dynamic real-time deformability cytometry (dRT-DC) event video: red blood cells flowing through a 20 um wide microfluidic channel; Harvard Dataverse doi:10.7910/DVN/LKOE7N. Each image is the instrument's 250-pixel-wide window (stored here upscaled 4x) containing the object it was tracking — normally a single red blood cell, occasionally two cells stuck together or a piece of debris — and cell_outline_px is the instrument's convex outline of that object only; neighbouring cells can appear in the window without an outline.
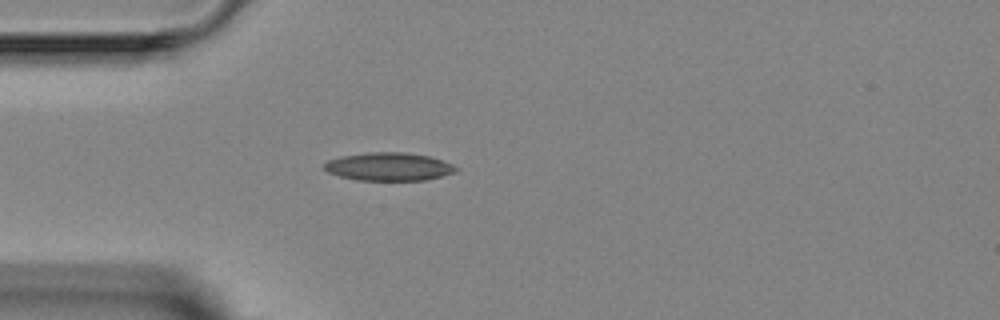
{"species": "Egyptian fruit bat (a non-hibernating species)", "species_latin": "Rousettus aegyptiacus", "temperature_condition": "room temperature", "stored_images_in_passage": 5, "camera_frame_rate_fps": 3000, "um_per_image_px": 0.085, "animal": {"sex": "female"}, "frame": {"image": 1, "passage_image": 5, "time_ms": 4.667, "image_size_px": [1000, 320], "cell_outline_px": [[460, 168], [456, 172], [424, 180], [356, 180], [340, 176], [328, 172], [324, 168], [324, 164], [328, 160], [340, 156], [368, 152], [408, 152], [428, 156], [452, 164]], "centroid_in_image_um": [33.04, 14.16], "position_along_channel_um": 52.0, "area_um2": 21.56}}